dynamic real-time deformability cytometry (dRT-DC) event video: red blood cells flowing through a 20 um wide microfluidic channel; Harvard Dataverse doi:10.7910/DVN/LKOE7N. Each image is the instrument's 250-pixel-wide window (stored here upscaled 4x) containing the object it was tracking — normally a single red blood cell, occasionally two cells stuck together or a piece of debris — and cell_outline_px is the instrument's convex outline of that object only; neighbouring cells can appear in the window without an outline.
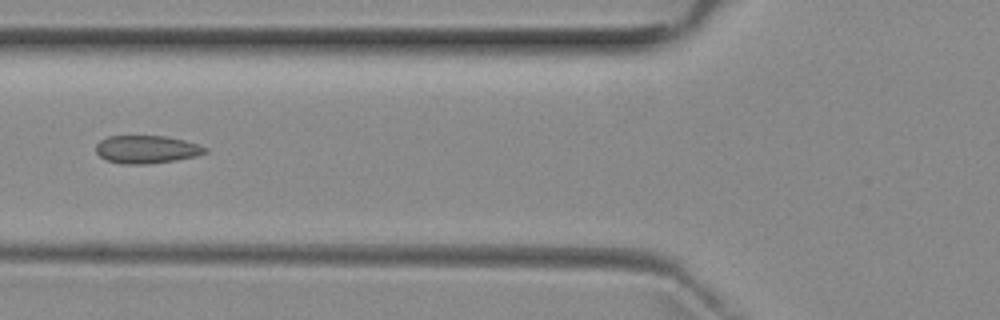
{"species": "common noctule bat (a hibernating species)", "species_latin": "Nyctalus noctula", "temperature_condition": "room temperature", "stored_images_in_passage": 8, "camera_frame_rate_fps": 3000, "um_per_image_px": 0.085, "animal": {"sex": "female", "body_mass_g": 29.2, "forearm_length_mm": 56.3}, "frame": {"image": 1, "passage_image": 7, "time_ms": 7.667, "image_size_px": [1000, 320], "cell_outline_px": [[208, 152], [196, 156], [176, 160], [148, 164], [124, 164], [108, 160], [100, 156], [96, 152], [96, 144], [100, 140], [108, 136], [168, 136], [200, 144], [208, 148]], "centroid_in_image_um": [12.5, 12.69], "position_along_channel_um": 113.3, "area_um2": 17.86}}
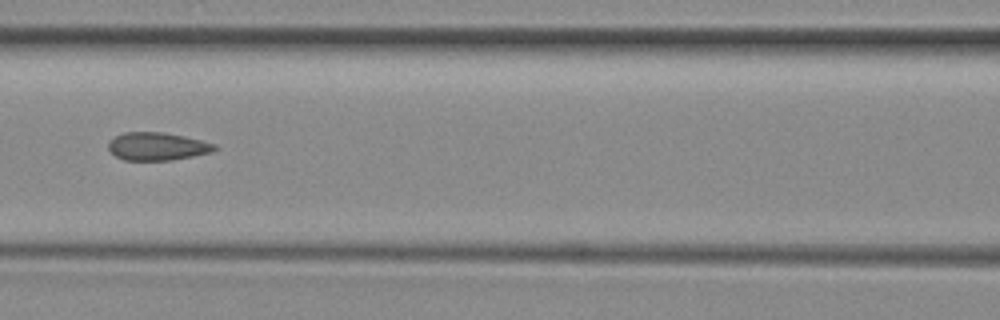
{"frame": {"image": 2, "passage_image": 8, "time_ms": 8.667, "image_size_px": [1000, 320], "cell_outline_px": [[220, 148], [212, 152], [172, 160], [124, 160], [116, 156], [108, 148], [108, 144], [116, 136], [124, 132], [164, 132], [184, 136], [216, 144]], "centroid_in_image_um": [13.41, 12.44], "position_along_channel_um": 153.2, "area_um2": 17.22}}